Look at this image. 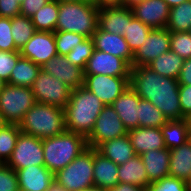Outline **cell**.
<instances>
[{"instance_id": "cell-52", "label": "cell", "mask_w": 191, "mask_h": 191, "mask_svg": "<svg viewBox=\"0 0 191 191\" xmlns=\"http://www.w3.org/2000/svg\"><path fill=\"white\" fill-rule=\"evenodd\" d=\"M7 81L4 80L2 77H0V92L3 90V88L7 85Z\"/></svg>"}, {"instance_id": "cell-43", "label": "cell", "mask_w": 191, "mask_h": 191, "mask_svg": "<svg viewBox=\"0 0 191 191\" xmlns=\"http://www.w3.org/2000/svg\"><path fill=\"white\" fill-rule=\"evenodd\" d=\"M179 101L182 119H188L191 116V85L179 84Z\"/></svg>"}, {"instance_id": "cell-29", "label": "cell", "mask_w": 191, "mask_h": 191, "mask_svg": "<svg viewBox=\"0 0 191 191\" xmlns=\"http://www.w3.org/2000/svg\"><path fill=\"white\" fill-rule=\"evenodd\" d=\"M184 59L173 51H168L159 55L147 66L157 74L177 79L182 69Z\"/></svg>"}, {"instance_id": "cell-51", "label": "cell", "mask_w": 191, "mask_h": 191, "mask_svg": "<svg viewBox=\"0 0 191 191\" xmlns=\"http://www.w3.org/2000/svg\"><path fill=\"white\" fill-rule=\"evenodd\" d=\"M81 191H107V190L101 189L100 187L93 186V187H90V188H88L86 190H81Z\"/></svg>"}, {"instance_id": "cell-5", "label": "cell", "mask_w": 191, "mask_h": 191, "mask_svg": "<svg viewBox=\"0 0 191 191\" xmlns=\"http://www.w3.org/2000/svg\"><path fill=\"white\" fill-rule=\"evenodd\" d=\"M19 128L22 133L40 139L57 136L66 130L64 109L36 102L25 113Z\"/></svg>"}, {"instance_id": "cell-53", "label": "cell", "mask_w": 191, "mask_h": 191, "mask_svg": "<svg viewBox=\"0 0 191 191\" xmlns=\"http://www.w3.org/2000/svg\"><path fill=\"white\" fill-rule=\"evenodd\" d=\"M140 1H142V0H126V5L130 7L131 5H133L137 2H140Z\"/></svg>"}, {"instance_id": "cell-14", "label": "cell", "mask_w": 191, "mask_h": 191, "mask_svg": "<svg viewBox=\"0 0 191 191\" xmlns=\"http://www.w3.org/2000/svg\"><path fill=\"white\" fill-rule=\"evenodd\" d=\"M20 55L42 67L51 58L58 55L54 32L36 31L20 49Z\"/></svg>"}, {"instance_id": "cell-46", "label": "cell", "mask_w": 191, "mask_h": 191, "mask_svg": "<svg viewBox=\"0 0 191 191\" xmlns=\"http://www.w3.org/2000/svg\"><path fill=\"white\" fill-rule=\"evenodd\" d=\"M177 80L179 84L191 85V58L184 59L183 66Z\"/></svg>"}, {"instance_id": "cell-54", "label": "cell", "mask_w": 191, "mask_h": 191, "mask_svg": "<svg viewBox=\"0 0 191 191\" xmlns=\"http://www.w3.org/2000/svg\"><path fill=\"white\" fill-rule=\"evenodd\" d=\"M60 2H86V1H90V0H57Z\"/></svg>"}, {"instance_id": "cell-57", "label": "cell", "mask_w": 191, "mask_h": 191, "mask_svg": "<svg viewBox=\"0 0 191 191\" xmlns=\"http://www.w3.org/2000/svg\"><path fill=\"white\" fill-rule=\"evenodd\" d=\"M188 183H189V187H190V190H191V178H190V181Z\"/></svg>"}, {"instance_id": "cell-12", "label": "cell", "mask_w": 191, "mask_h": 191, "mask_svg": "<svg viewBox=\"0 0 191 191\" xmlns=\"http://www.w3.org/2000/svg\"><path fill=\"white\" fill-rule=\"evenodd\" d=\"M170 51V31L165 28L152 29L146 41L133 53L131 66H147L162 53Z\"/></svg>"}, {"instance_id": "cell-28", "label": "cell", "mask_w": 191, "mask_h": 191, "mask_svg": "<svg viewBox=\"0 0 191 191\" xmlns=\"http://www.w3.org/2000/svg\"><path fill=\"white\" fill-rule=\"evenodd\" d=\"M40 70V65L33 63L27 58L20 57L14 66L7 83L13 86L31 88Z\"/></svg>"}, {"instance_id": "cell-41", "label": "cell", "mask_w": 191, "mask_h": 191, "mask_svg": "<svg viewBox=\"0 0 191 191\" xmlns=\"http://www.w3.org/2000/svg\"><path fill=\"white\" fill-rule=\"evenodd\" d=\"M0 51H19L11 34V18L0 17Z\"/></svg>"}, {"instance_id": "cell-40", "label": "cell", "mask_w": 191, "mask_h": 191, "mask_svg": "<svg viewBox=\"0 0 191 191\" xmlns=\"http://www.w3.org/2000/svg\"><path fill=\"white\" fill-rule=\"evenodd\" d=\"M0 191H19L16 171L6 163H0Z\"/></svg>"}, {"instance_id": "cell-11", "label": "cell", "mask_w": 191, "mask_h": 191, "mask_svg": "<svg viewBox=\"0 0 191 191\" xmlns=\"http://www.w3.org/2000/svg\"><path fill=\"white\" fill-rule=\"evenodd\" d=\"M84 87L105 105H111L130 85V77H114L103 74L84 75Z\"/></svg>"}, {"instance_id": "cell-3", "label": "cell", "mask_w": 191, "mask_h": 191, "mask_svg": "<svg viewBox=\"0 0 191 191\" xmlns=\"http://www.w3.org/2000/svg\"><path fill=\"white\" fill-rule=\"evenodd\" d=\"M42 145L44 165L54 174L88 148L85 136L67 130L57 136L42 139Z\"/></svg>"}, {"instance_id": "cell-37", "label": "cell", "mask_w": 191, "mask_h": 191, "mask_svg": "<svg viewBox=\"0 0 191 191\" xmlns=\"http://www.w3.org/2000/svg\"><path fill=\"white\" fill-rule=\"evenodd\" d=\"M86 37L81 34L68 31H55L54 39L58 55L66 56L78 43Z\"/></svg>"}, {"instance_id": "cell-39", "label": "cell", "mask_w": 191, "mask_h": 191, "mask_svg": "<svg viewBox=\"0 0 191 191\" xmlns=\"http://www.w3.org/2000/svg\"><path fill=\"white\" fill-rule=\"evenodd\" d=\"M146 191H191L189 183L184 180L167 176L158 181L152 182Z\"/></svg>"}, {"instance_id": "cell-24", "label": "cell", "mask_w": 191, "mask_h": 191, "mask_svg": "<svg viewBox=\"0 0 191 191\" xmlns=\"http://www.w3.org/2000/svg\"><path fill=\"white\" fill-rule=\"evenodd\" d=\"M96 149L104 157L112 160L118 166L136 155L128 135L107 140Z\"/></svg>"}, {"instance_id": "cell-25", "label": "cell", "mask_w": 191, "mask_h": 191, "mask_svg": "<svg viewBox=\"0 0 191 191\" xmlns=\"http://www.w3.org/2000/svg\"><path fill=\"white\" fill-rule=\"evenodd\" d=\"M169 176L185 182L191 178V139L170 150Z\"/></svg>"}, {"instance_id": "cell-49", "label": "cell", "mask_w": 191, "mask_h": 191, "mask_svg": "<svg viewBox=\"0 0 191 191\" xmlns=\"http://www.w3.org/2000/svg\"><path fill=\"white\" fill-rule=\"evenodd\" d=\"M47 191H66V189L54 180Z\"/></svg>"}, {"instance_id": "cell-36", "label": "cell", "mask_w": 191, "mask_h": 191, "mask_svg": "<svg viewBox=\"0 0 191 191\" xmlns=\"http://www.w3.org/2000/svg\"><path fill=\"white\" fill-rule=\"evenodd\" d=\"M94 50L93 38H85L78 43L67 55L66 58L74 65L85 69L88 59Z\"/></svg>"}, {"instance_id": "cell-20", "label": "cell", "mask_w": 191, "mask_h": 191, "mask_svg": "<svg viewBox=\"0 0 191 191\" xmlns=\"http://www.w3.org/2000/svg\"><path fill=\"white\" fill-rule=\"evenodd\" d=\"M133 17V12L127 5L101 8L99 9L98 28L109 33L124 35L127 22Z\"/></svg>"}, {"instance_id": "cell-55", "label": "cell", "mask_w": 191, "mask_h": 191, "mask_svg": "<svg viewBox=\"0 0 191 191\" xmlns=\"http://www.w3.org/2000/svg\"><path fill=\"white\" fill-rule=\"evenodd\" d=\"M5 124L6 122L4 121L2 113L0 112V128H2Z\"/></svg>"}, {"instance_id": "cell-44", "label": "cell", "mask_w": 191, "mask_h": 191, "mask_svg": "<svg viewBox=\"0 0 191 191\" xmlns=\"http://www.w3.org/2000/svg\"><path fill=\"white\" fill-rule=\"evenodd\" d=\"M18 0H0V17L14 18L21 15Z\"/></svg>"}, {"instance_id": "cell-48", "label": "cell", "mask_w": 191, "mask_h": 191, "mask_svg": "<svg viewBox=\"0 0 191 191\" xmlns=\"http://www.w3.org/2000/svg\"><path fill=\"white\" fill-rule=\"evenodd\" d=\"M95 4L101 9L105 7L124 6L126 5V0H96Z\"/></svg>"}, {"instance_id": "cell-33", "label": "cell", "mask_w": 191, "mask_h": 191, "mask_svg": "<svg viewBox=\"0 0 191 191\" xmlns=\"http://www.w3.org/2000/svg\"><path fill=\"white\" fill-rule=\"evenodd\" d=\"M35 32L36 29L31 18L23 15L11 18V34L19 51Z\"/></svg>"}, {"instance_id": "cell-38", "label": "cell", "mask_w": 191, "mask_h": 191, "mask_svg": "<svg viewBox=\"0 0 191 191\" xmlns=\"http://www.w3.org/2000/svg\"><path fill=\"white\" fill-rule=\"evenodd\" d=\"M170 50L183 59L191 58V34L189 32H170Z\"/></svg>"}, {"instance_id": "cell-18", "label": "cell", "mask_w": 191, "mask_h": 191, "mask_svg": "<svg viewBox=\"0 0 191 191\" xmlns=\"http://www.w3.org/2000/svg\"><path fill=\"white\" fill-rule=\"evenodd\" d=\"M19 191H47L54 173L45 166L32 165L16 171Z\"/></svg>"}, {"instance_id": "cell-4", "label": "cell", "mask_w": 191, "mask_h": 191, "mask_svg": "<svg viewBox=\"0 0 191 191\" xmlns=\"http://www.w3.org/2000/svg\"><path fill=\"white\" fill-rule=\"evenodd\" d=\"M99 8L92 1L60 2L55 31H68L86 38L93 36L98 28Z\"/></svg>"}, {"instance_id": "cell-56", "label": "cell", "mask_w": 191, "mask_h": 191, "mask_svg": "<svg viewBox=\"0 0 191 191\" xmlns=\"http://www.w3.org/2000/svg\"><path fill=\"white\" fill-rule=\"evenodd\" d=\"M187 120L189 122L190 138H191V116Z\"/></svg>"}, {"instance_id": "cell-1", "label": "cell", "mask_w": 191, "mask_h": 191, "mask_svg": "<svg viewBox=\"0 0 191 191\" xmlns=\"http://www.w3.org/2000/svg\"><path fill=\"white\" fill-rule=\"evenodd\" d=\"M129 84L141 99L150 101L168 121L182 119L177 79L159 75L148 66H131Z\"/></svg>"}, {"instance_id": "cell-35", "label": "cell", "mask_w": 191, "mask_h": 191, "mask_svg": "<svg viewBox=\"0 0 191 191\" xmlns=\"http://www.w3.org/2000/svg\"><path fill=\"white\" fill-rule=\"evenodd\" d=\"M20 132L19 124L6 123L0 128V163H7L10 159Z\"/></svg>"}, {"instance_id": "cell-42", "label": "cell", "mask_w": 191, "mask_h": 191, "mask_svg": "<svg viewBox=\"0 0 191 191\" xmlns=\"http://www.w3.org/2000/svg\"><path fill=\"white\" fill-rule=\"evenodd\" d=\"M20 57V51H0V77L8 82Z\"/></svg>"}, {"instance_id": "cell-34", "label": "cell", "mask_w": 191, "mask_h": 191, "mask_svg": "<svg viewBox=\"0 0 191 191\" xmlns=\"http://www.w3.org/2000/svg\"><path fill=\"white\" fill-rule=\"evenodd\" d=\"M151 30V27L142 23L135 17L127 22V28L124 30L123 36L132 53H134V51L143 45Z\"/></svg>"}, {"instance_id": "cell-19", "label": "cell", "mask_w": 191, "mask_h": 191, "mask_svg": "<svg viewBox=\"0 0 191 191\" xmlns=\"http://www.w3.org/2000/svg\"><path fill=\"white\" fill-rule=\"evenodd\" d=\"M139 102V95L129 85L111 104L128 131L138 128Z\"/></svg>"}, {"instance_id": "cell-9", "label": "cell", "mask_w": 191, "mask_h": 191, "mask_svg": "<svg viewBox=\"0 0 191 191\" xmlns=\"http://www.w3.org/2000/svg\"><path fill=\"white\" fill-rule=\"evenodd\" d=\"M128 130L111 105H105L96 119L94 129L87 137L90 148H97L103 142L123 137Z\"/></svg>"}, {"instance_id": "cell-50", "label": "cell", "mask_w": 191, "mask_h": 191, "mask_svg": "<svg viewBox=\"0 0 191 191\" xmlns=\"http://www.w3.org/2000/svg\"><path fill=\"white\" fill-rule=\"evenodd\" d=\"M166 3H167V5L170 7V8H172V7H175V6H177V5H180L181 3H184V2H186V1H188V0H164Z\"/></svg>"}, {"instance_id": "cell-8", "label": "cell", "mask_w": 191, "mask_h": 191, "mask_svg": "<svg viewBox=\"0 0 191 191\" xmlns=\"http://www.w3.org/2000/svg\"><path fill=\"white\" fill-rule=\"evenodd\" d=\"M36 102L45 103L59 108H65L71 96L72 89L59 78L44 70H40L31 86Z\"/></svg>"}, {"instance_id": "cell-10", "label": "cell", "mask_w": 191, "mask_h": 191, "mask_svg": "<svg viewBox=\"0 0 191 191\" xmlns=\"http://www.w3.org/2000/svg\"><path fill=\"white\" fill-rule=\"evenodd\" d=\"M6 164L15 171L29 165L45 166L42 139L20 132L13 153Z\"/></svg>"}, {"instance_id": "cell-47", "label": "cell", "mask_w": 191, "mask_h": 191, "mask_svg": "<svg viewBox=\"0 0 191 191\" xmlns=\"http://www.w3.org/2000/svg\"><path fill=\"white\" fill-rule=\"evenodd\" d=\"M107 191H146V189L127 183H118L116 186L108 189Z\"/></svg>"}, {"instance_id": "cell-21", "label": "cell", "mask_w": 191, "mask_h": 191, "mask_svg": "<svg viewBox=\"0 0 191 191\" xmlns=\"http://www.w3.org/2000/svg\"><path fill=\"white\" fill-rule=\"evenodd\" d=\"M136 155H142L150 150L166 148L161 128L138 127L128 131Z\"/></svg>"}, {"instance_id": "cell-22", "label": "cell", "mask_w": 191, "mask_h": 191, "mask_svg": "<svg viewBox=\"0 0 191 191\" xmlns=\"http://www.w3.org/2000/svg\"><path fill=\"white\" fill-rule=\"evenodd\" d=\"M93 183L95 187L108 190L119 183L118 165L104 157L94 148Z\"/></svg>"}, {"instance_id": "cell-7", "label": "cell", "mask_w": 191, "mask_h": 191, "mask_svg": "<svg viewBox=\"0 0 191 191\" xmlns=\"http://www.w3.org/2000/svg\"><path fill=\"white\" fill-rule=\"evenodd\" d=\"M36 103L29 87L7 84L0 92V112L9 124H19L25 113Z\"/></svg>"}, {"instance_id": "cell-27", "label": "cell", "mask_w": 191, "mask_h": 191, "mask_svg": "<svg viewBox=\"0 0 191 191\" xmlns=\"http://www.w3.org/2000/svg\"><path fill=\"white\" fill-rule=\"evenodd\" d=\"M165 147L177 148L190 140L189 122L187 119L171 120L161 127Z\"/></svg>"}, {"instance_id": "cell-31", "label": "cell", "mask_w": 191, "mask_h": 191, "mask_svg": "<svg viewBox=\"0 0 191 191\" xmlns=\"http://www.w3.org/2000/svg\"><path fill=\"white\" fill-rule=\"evenodd\" d=\"M166 28L170 32H189L191 28V0L170 8Z\"/></svg>"}, {"instance_id": "cell-30", "label": "cell", "mask_w": 191, "mask_h": 191, "mask_svg": "<svg viewBox=\"0 0 191 191\" xmlns=\"http://www.w3.org/2000/svg\"><path fill=\"white\" fill-rule=\"evenodd\" d=\"M59 14V1L51 0L31 17L36 31L55 32Z\"/></svg>"}, {"instance_id": "cell-26", "label": "cell", "mask_w": 191, "mask_h": 191, "mask_svg": "<svg viewBox=\"0 0 191 191\" xmlns=\"http://www.w3.org/2000/svg\"><path fill=\"white\" fill-rule=\"evenodd\" d=\"M119 183L133 184L144 189L150 184L145 165L139 155L118 166Z\"/></svg>"}, {"instance_id": "cell-32", "label": "cell", "mask_w": 191, "mask_h": 191, "mask_svg": "<svg viewBox=\"0 0 191 191\" xmlns=\"http://www.w3.org/2000/svg\"><path fill=\"white\" fill-rule=\"evenodd\" d=\"M138 127H156L161 128L168 122L164 114L154 106L150 101L140 98Z\"/></svg>"}, {"instance_id": "cell-16", "label": "cell", "mask_w": 191, "mask_h": 191, "mask_svg": "<svg viewBox=\"0 0 191 191\" xmlns=\"http://www.w3.org/2000/svg\"><path fill=\"white\" fill-rule=\"evenodd\" d=\"M41 69L59 78L60 81L72 90L84 85V69L72 64L66 56H54Z\"/></svg>"}, {"instance_id": "cell-23", "label": "cell", "mask_w": 191, "mask_h": 191, "mask_svg": "<svg viewBox=\"0 0 191 191\" xmlns=\"http://www.w3.org/2000/svg\"><path fill=\"white\" fill-rule=\"evenodd\" d=\"M150 183L169 176L170 149L150 150L140 155Z\"/></svg>"}, {"instance_id": "cell-2", "label": "cell", "mask_w": 191, "mask_h": 191, "mask_svg": "<svg viewBox=\"0 0 191 191\" xmlns=\"http://www.w3.org/2000/svg\"><path fill=\"white\" fill-rule=\"evenodd\" d=\"M104 106L105 104L84 86L72 90L64 108L66 130L87 138Z\"/></svg>"}, {"instance_id": "cell-17", "label": "cell", "mask_w": 191, "mask_h": 191, "mask_svg": "<svg viewBox=\"0 0 191 191\" xmlns=\"http://www.w3.org/2000/svg\"><path fill=\"white\" fill-rule=\"evenodd\" d=\"M92 38L94 49L120 57L130 66L132 65L133 53L123 35L109 33L97 28Z\"/></svg>"}, {"instance_id": "cell-6", "label": "cell", "mask_w": 191, "mask_h": 191, "mask_svg": "<svg viewBox=\"0 0 191 191\" xmlns=\"http://www.w3.org/2000/svg\"><path fill=\"white\" fill-rule=\"evenodd\" d=\"M94 148L88 147L70 164L54 174V180L66 191H81L94 186Z\"/></svg>"}, {"instance_id": "cell-15", "label": "cell", "mask_w": 191, "mask_h": 191, "mask_svg": "<svg viewBox=\"0 0 191 191\" xmlns=\"http://www.w3.org/2000/svg\"><path fill=\"white\" fill-rule=\"evenodd\" d=\"M135 18L152 29L165 28L170 7L164 0H142L130 6Z\"/></svg>"}, {"instance_id": "cell-45", "label": "cell", "mask_w": 191, "mask_h": 191, "mask_svg": "<svg viewBox=\"0 0 191 191\" xmlns=\"http://www.w3.org/2000/svg\"><path fill=\"white\" fill-rule=\"evenodd\" d=\"M51 0H24L20 5L21 15L31 18L35 12Z\"/></svg>"}, {"instance_id": "cell-13", "label": "cell", "mask_w": 191, "mask_h": 191, "mask_svg": "<svg viewBox=\"0 0 191 191\" xmlns=\"http://www.w3.org/2000/svg\"><path fill=\"white\" fill-rule=\"evenodd\" d=\"M131 66L122 58L94 49L84 69V75L103 74L130 77Z\"/></svg>"}]
</instances>
